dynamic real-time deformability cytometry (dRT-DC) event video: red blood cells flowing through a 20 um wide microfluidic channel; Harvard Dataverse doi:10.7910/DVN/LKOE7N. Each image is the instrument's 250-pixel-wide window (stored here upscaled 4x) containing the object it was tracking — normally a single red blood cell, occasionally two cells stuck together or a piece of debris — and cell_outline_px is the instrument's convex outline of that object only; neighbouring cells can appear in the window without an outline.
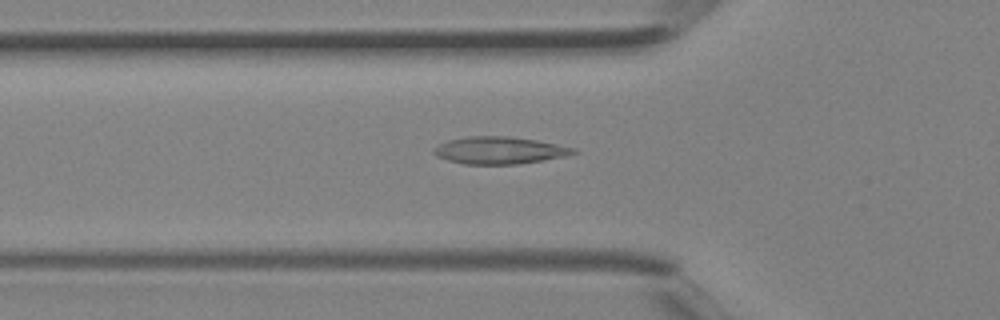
{"species": "Egyptian fruit bat (a non-hibernating species)", "species_latin": "Rousettus aegyptiacus", "temperature_condition": "room temperature", "stored_images_in_passage": 40, "camera_frame_rate_fps": 3000, "um_per_image_px": 0.085, "animal": {"sex": "female"}, "frame": {"image": 1, "passage_image": 13, "time_ms": 4.0, "image_size_px": [1000, 320], "cell_outline_px": [[580, 152], [568, 156], [520, 164], [464, 164], [448, 160], [436, 156], [432, 152], [432, 148], [448, 140], [468, 136], [508, 136], [536, 140], [576, 148]], "centroid_in_image_um": [42.48, 12.78], "position_along_channel_um": 83.3, "area_um2": 22.31}}
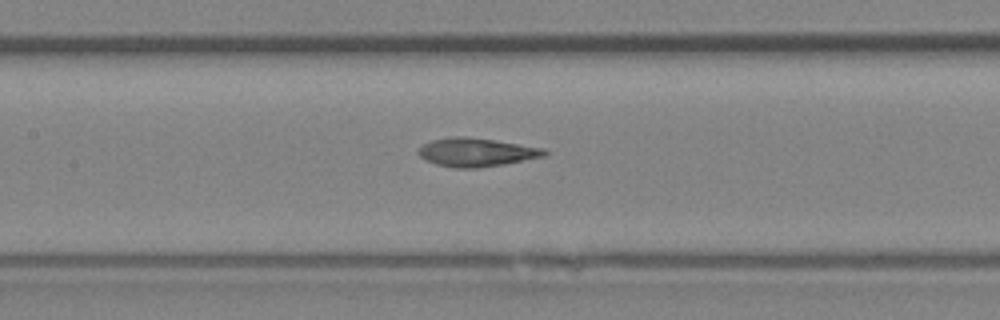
{"frame": {"image": 2, "passage_image": 18, "time_ms": 5.667, "image_size_px": [1000, 320], "cell_outline_px": [[548, 156], [504, 164], [476, 168], [456, 168], [436, 164], [424, 160], [416, 152], [424, 144], [432, 140], [456, 136], [468, 136], [496, 140], [544, 148], [548, 152]], "centroid_in_image_um": [40.52, 12.94], "position_along_channel_um": 166.9, "area_um2": 21.1}}
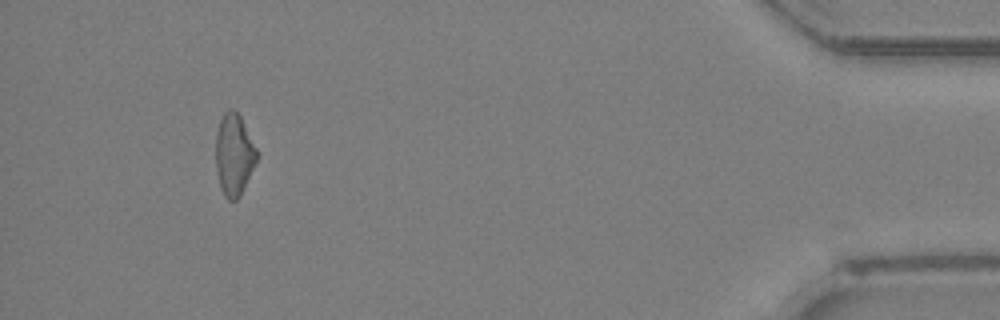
{"frame": {"image": 3, "passage_image": 37, "time_ms": 12.0, "image_size_px": [1000, 320], "cell_outline_px": [[260, 156], [240, 196], [236, 200], [228, 200], [224, 196], [220, 188], [216, 172], [216, 132], [220, 120], [224, 112], [228, 108], [232, 108], [240, 116]], "centroid_in_image_um": [19.89, 13.17], "position_along_channel_um": 415.3, "area_um2": 19.77}}